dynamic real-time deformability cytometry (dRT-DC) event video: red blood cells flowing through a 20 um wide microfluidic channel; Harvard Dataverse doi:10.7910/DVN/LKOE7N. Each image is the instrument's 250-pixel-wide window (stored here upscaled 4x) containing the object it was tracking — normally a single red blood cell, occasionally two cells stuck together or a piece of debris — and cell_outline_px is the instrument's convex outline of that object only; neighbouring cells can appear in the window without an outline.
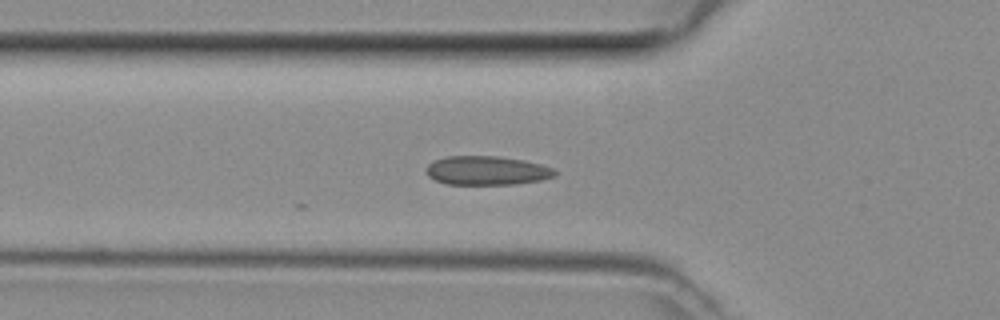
{"species": "common noctule bat (a hibernating species)", "species_latin": "Nyctalus noctula", "temperature_condition": "room temperature", "stored_images_in_passage": 26, "camera_frame_rate_fps": 3000, "um_per_image_px": 0.085, "animal": {"sex": "female", "body_mass_g": 29.2, "forearm_length_mm": 56.3}, "frame": {"image": 1, "passage_image": 2, "time_ms": 0.333, "image_size_px": [1000, 320], "cell_outline_px": [[556, 176], [540, 180], [516, 184], [444, 184], [428, 176], [424, 172], [424, 168], [432, 160], [444, 156], [500, 156], [524, 160], [540, 164], [552, 168], [556, 172]], "centroid_in_image_um": [41.32, 14.49], "position_along_channel_um": 84.5, "area_um2": 21.96}}
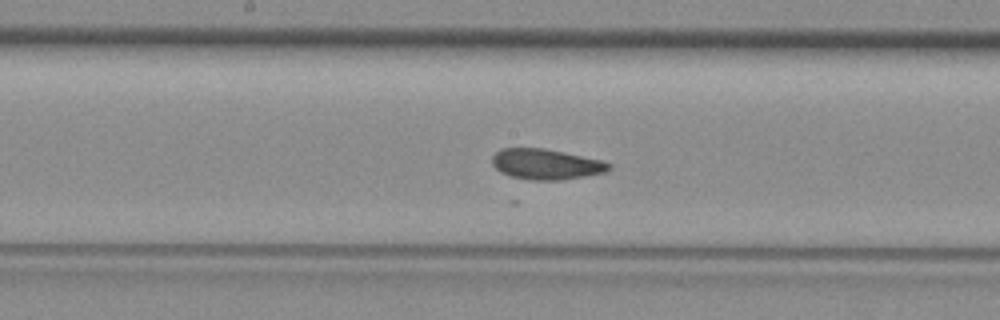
{"frame": {"image": 2, "passage_image": 10, "time_ms": 3.0, "image_size_px": [1000, 320], "cell_outline_px": [[612, 168], [608, 172], [560, 180], [528, 180], [512, 176], [500, 172], [492, 164], [492, 156], [500, 148], [544, 148], [600, 160], [612, 164]], "centroid_in_image_um": [46.41, 13.96], "position_along_channel_um": 201.8, "area_um2": 20.75}}
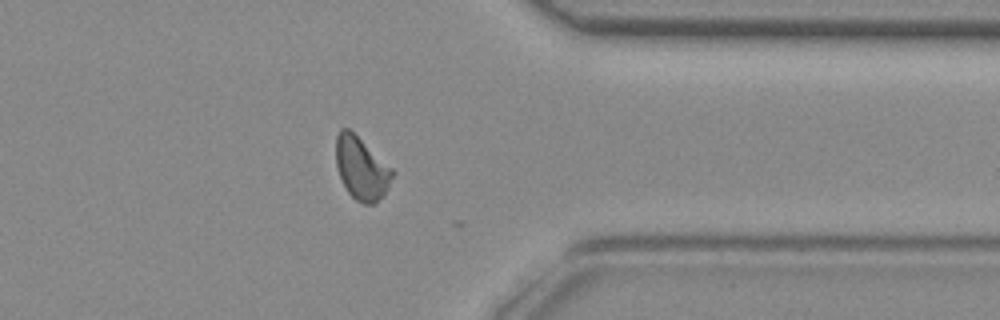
{"frame": {"image": 3, "passage_image": 23, "time_ms": 7.333, "image_size_px": [1000, 320], "cell_outline_px": [[396, 172], [388, 188], [372, 204], [364, 204], [356, 200], [348, 192], [340, 176], [336, 164], [336, 136], [340, 128], [348, 128], [392, 168]], "centroid_in_image_um": [30.72, 14.29], "position_along_channel_um": 380.7, "area_um2": 20.23}}